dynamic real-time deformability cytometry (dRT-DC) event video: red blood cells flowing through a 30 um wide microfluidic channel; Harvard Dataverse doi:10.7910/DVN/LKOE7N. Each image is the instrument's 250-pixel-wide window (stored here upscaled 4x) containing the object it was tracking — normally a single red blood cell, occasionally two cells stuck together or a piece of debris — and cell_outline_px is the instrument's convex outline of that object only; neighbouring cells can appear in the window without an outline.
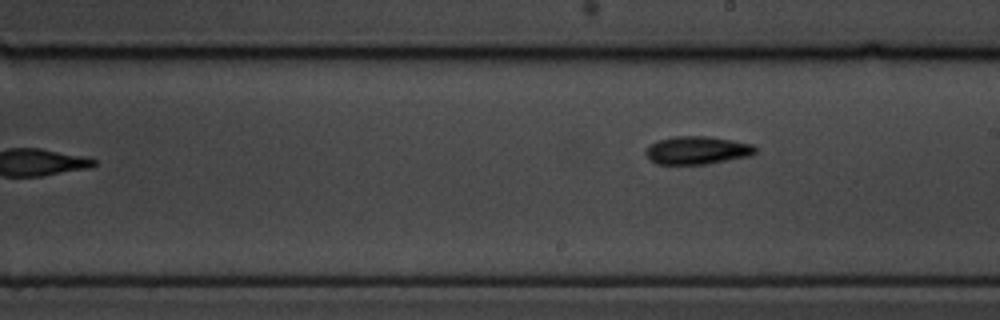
{"species": "common noctule bat (a hibernating species)", "species_latin": "Nyctalus noctula", "temperature_condition": "cold", "stored_images_in_passage": 7, "camera_frame_rate_fps": 3000, "um_per_image_px": 0.085, "animal": {"sex": "male", "body_mass_g": 19.5, "forearm_length_mm": 54.6}, "frame": {"image": 1, "passage_image": 7, "time_ms": 7.0, "image_size_px": [1000, 320], "cell_outline_px": [[756, 152], [752, 156], [708, 164], [656, 164], [648, 160], [644, 152], [656, 140], [676, 136], [708, 136], [732, 140], [752, 144], [756, 148]], "centroid_in_image_um": [59.26, 12.78], "position_along_channel_um": 229.7, "area_um2": 18.09}}